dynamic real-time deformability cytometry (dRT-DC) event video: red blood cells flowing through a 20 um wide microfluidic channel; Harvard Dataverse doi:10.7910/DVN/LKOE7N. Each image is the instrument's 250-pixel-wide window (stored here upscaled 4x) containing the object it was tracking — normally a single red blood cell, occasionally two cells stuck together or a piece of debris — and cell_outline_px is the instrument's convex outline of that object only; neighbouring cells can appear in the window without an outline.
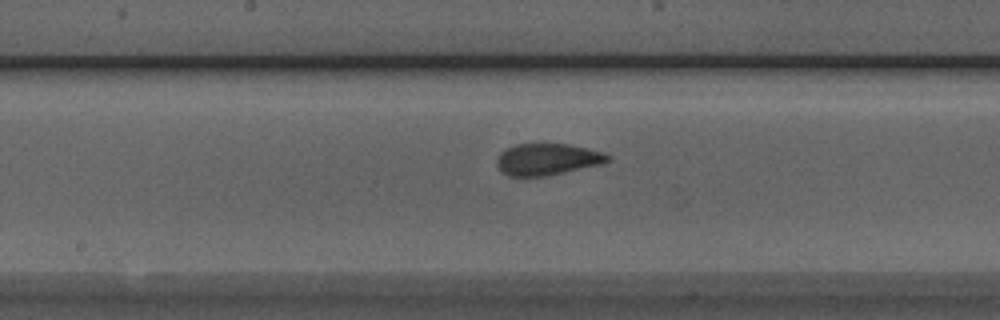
{"species": "Egyptian fruit bat (a non-hibernating species)", "species_latin": "Rousettus aegyptiacus", "temperature_condition": "room temperature", "stored_images_in_passage": 36, "camera_frame_rate_fps": 3000, "um_per_image_px": 0.085, "animal": {"sex": "male"}, "frame": {"image": 1, "passage_image": 11, "time_ms": 3.333, "image_size_px": [1000, 320], "cell_outline_px": [[612, 160], [604, 164], [548, 176], [524, 180], [508, 176], [500, 172], [496, 164], [496, 160], [500, 152], [504, 148], [516, 144], [568, 144], [588, 148], [604, 152], [612, 156]], "centroid_in_image_um": [46.5, 13.59], "position_along_channel_um": 201.7, "area_um2": 21.56}}
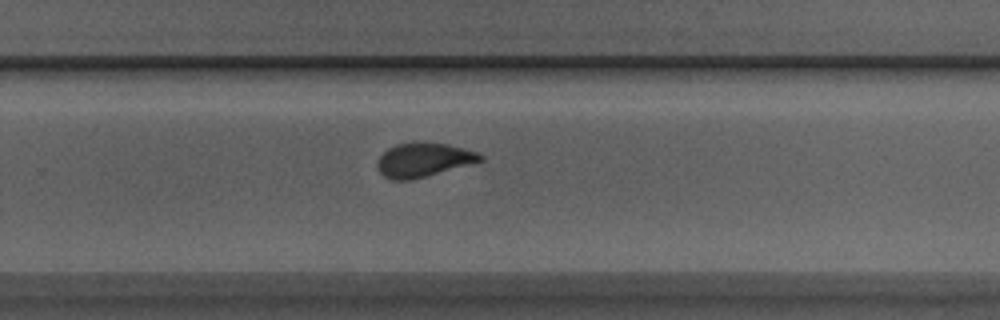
{"frame": {"image": 2, "passage_image": 18, "time_ms": 5.667, "image_size_px": [1000, 320], "cell_outline_px": [[484, 160], [428, 176], [412, 180], [388, 180], [376, 168], [376, 160], [388, 148], [396, 144], [448, 144], [464, 148], [476, 152], [484, 156]], "centroid_in_image_um": [35.97, 13.63], "position_along_channel_um": 293.8, "area_um2": 20.17}}
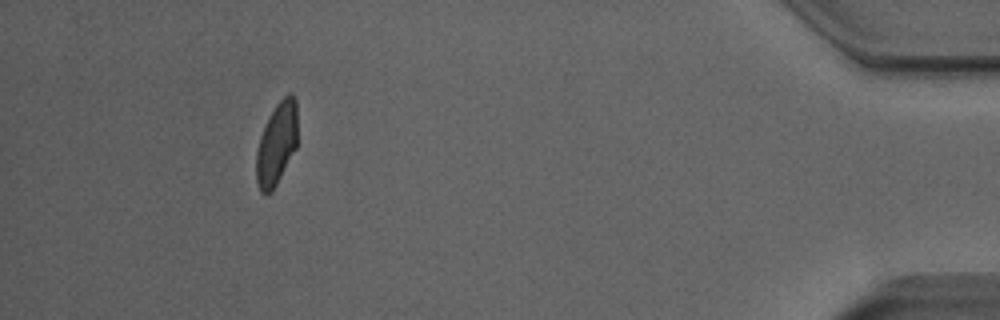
{"frame": {"image": 3, "passage_image": 32, "time_ms": 10.333, "image_size_px": [1000, 320], "cell_outline_px": [[296, 148], [272, 192], [264, 196], [260, 192], [256, 180], [256, 152], [260, 136], [276, 104], [288, 92], [292, 92], [296, 100]], "centroid_in_image_um": [23.5, 12.25], "position_along_channel_um": 411.7, "area_um2": 19.71}, "authors_computed_cell_mechanics": {"area_um2": 20.6635, "velocity_mm_per_s": 3.9573, "shape_relaxation_time_tau1_ms": 3.9707, "shape_relaxation_time_tau2_ms": 0.4709, "deformation_change_tau1": 0.1344, "deformation_change_tau2": 0.0434}}